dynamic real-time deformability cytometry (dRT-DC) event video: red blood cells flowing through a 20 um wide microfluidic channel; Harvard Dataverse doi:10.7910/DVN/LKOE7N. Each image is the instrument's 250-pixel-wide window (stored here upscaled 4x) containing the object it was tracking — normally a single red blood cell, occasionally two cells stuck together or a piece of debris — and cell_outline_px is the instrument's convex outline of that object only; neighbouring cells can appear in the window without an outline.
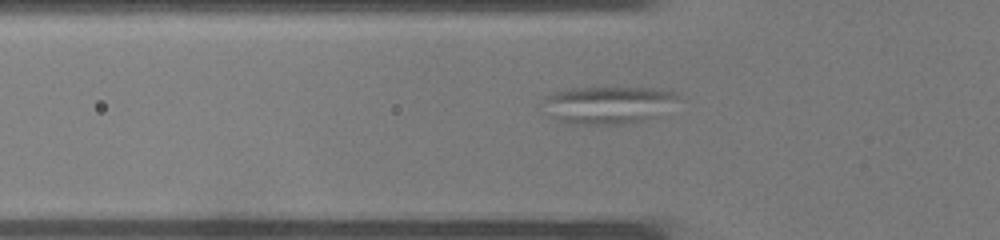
{"species": "common noctule bat (a hibernating species)", "species_latin": "Nyctalus noctula", "temperature_condition": "warm", "stored_images_in_passage": 27, "camera_frame_rate_fps": 3000, "um_per_image_px": 0.085, "animal": {"sex": "male", "body_mass_g": 19.0, "forearm_length_mm": 50.8}, "frame": {"image": 1, "passage_image": 2, "time_ms": 0.333, "image_size_px": [1000, 240], "cell_outline_px": [[680, 92], [676, 96], [648, 116], [640, 120], [620, 124], [568, 124], [556, 120], [548, 116], [536, 104], [544, 96], [552, 92], [568, 88], [660, 88]], "centroid_in_image_um": [51.34, 8.89], "position_along_channel_um": 74.5, "area_um2": 29.02}}
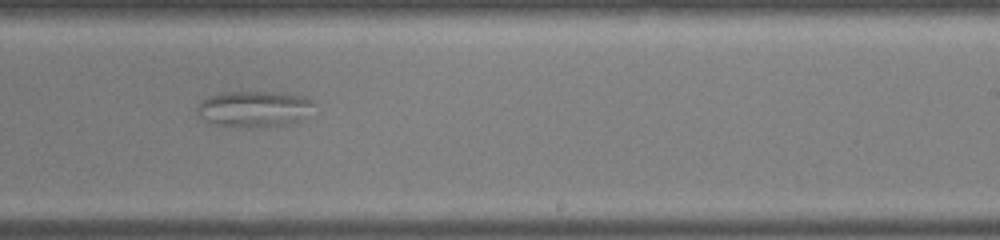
{"frame": {"image": 2, "passage_image": 13, "time_ms": 4.0, "image_size_px": [1000, 240], "cell_outline_px": [[316, 100], [300, 120], [288, 124], [248, 128], [236, 128], [216, 124], [204, 120], [196, 112], [196, 104], [200, 100], [208, 96], [224, 92], [284, 92], [304, 96]], "centroid_in_image_um": [21.54, 9.25], "position_along_channel_um": 267.5, "area_um2": 24.85}}
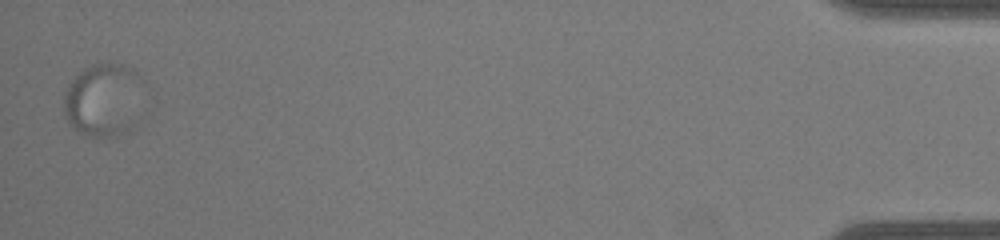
{"frame": {"image": 3, "passage_image": 27, "time_ms": 8.667, "image_size_px": [1000, 240], "cell_outline_px": [[144, 80], [112, 132], [108, 136], [84, 136], [68, 120], [64, 112], [64, 96], [72, 80], [84, 68], [96, 64], [120, 64], [136, 72]], "centroid_in_image_um": [8.53, 8.32], "position_along_channel_um": 426.7, "area_um2": 29.54}}